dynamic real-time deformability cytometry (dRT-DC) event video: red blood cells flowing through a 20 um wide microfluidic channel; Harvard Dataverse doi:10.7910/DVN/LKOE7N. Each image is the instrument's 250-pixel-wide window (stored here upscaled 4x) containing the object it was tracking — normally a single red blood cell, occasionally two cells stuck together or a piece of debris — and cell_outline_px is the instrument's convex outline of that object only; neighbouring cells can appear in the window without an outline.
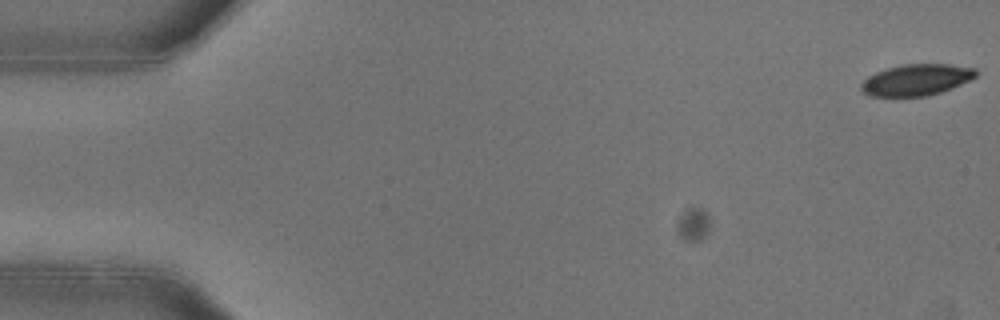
{"species": "common noctule bat (a hibernating species)", "species_latin": "Nyctalus noctula", "temperature_condition": "warm", "stored_images_in_passage": 53, "camera_frame_rate_fps": 3000, "um_per_image_px": 0.085, "animal": {"sex": "female"}, "frame": {"image": 1, "passage_image": 1, "time_ms": 0.0, "image_size_px": [1000, 320], "cell_outline_px": [[980, 72], [976, 76], [960, 84], [940, 92], [928, 96], [868, 96], [860, 88], [860, 84], [868, 76], [876, 72], [900, 64], [948, 64], [976, 68]], "centroid_in_image_um": [77.89, 6.78], "position_along_channel_um": 7.1, "area_um2": 20.92}}
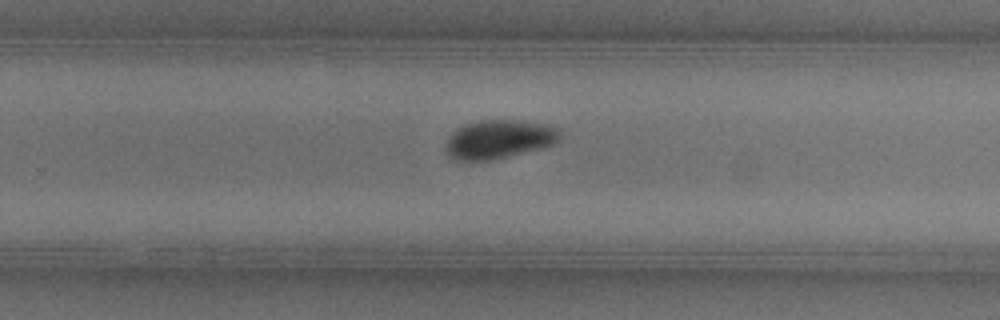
{"frame": {"image": 2, "passage_image": 34, "time_ms": 11.0, "image_size_px": [1000, 320], "cell_outline_px": [[560, 140], [552, 144], [540, 148], [496, 160], [456, 160], [448, 156], [444, 148], [444, 144], [448, 136], [452, 132], [464, 124], [476, 120], [520, 120], [548, 124], [560, 128]], "centroid_in_image_um": [42.39, 11.83], "position_along_channel_um": 287.4, "area_um2": 26.24}}
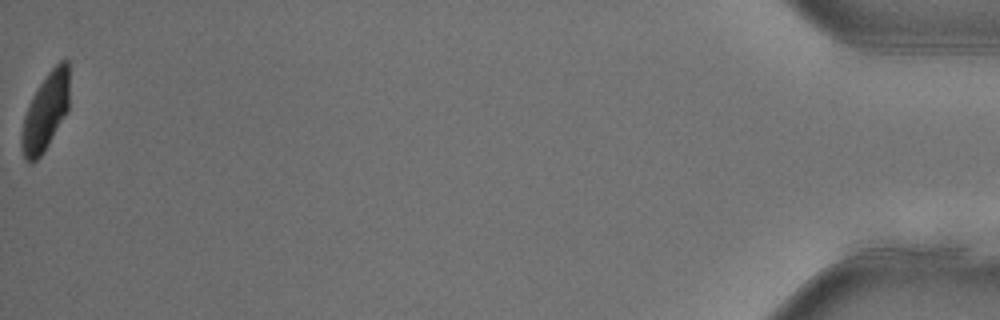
{"frame": {"image": 3, "passage_image": 53, "time_ms": 17.333, "image_size_px": [1000, 320], "cell_outline_px": [[68, 108], [44, 152], [32, 164], [24, 160], [20, 144], [20, 132], [24, 116], [32, 96], [48, 72], [60, 60], [68, 60]], "centroid_in_image_um": [3.82, 9.55], "position_along_channel_um": 431.4, "area_um2": 21.39}, "authors_computed_cell_mechanics": {"area_um2": 23.987, "velocity_mm_per_s": 3.9343, "shape_relaxation_time_tau1_ms": 2.7337, "shape_relaxation_time_tau2_ms": null, "deformation_change_tau1": 0.1349, "deformation_change_tau2": null}}